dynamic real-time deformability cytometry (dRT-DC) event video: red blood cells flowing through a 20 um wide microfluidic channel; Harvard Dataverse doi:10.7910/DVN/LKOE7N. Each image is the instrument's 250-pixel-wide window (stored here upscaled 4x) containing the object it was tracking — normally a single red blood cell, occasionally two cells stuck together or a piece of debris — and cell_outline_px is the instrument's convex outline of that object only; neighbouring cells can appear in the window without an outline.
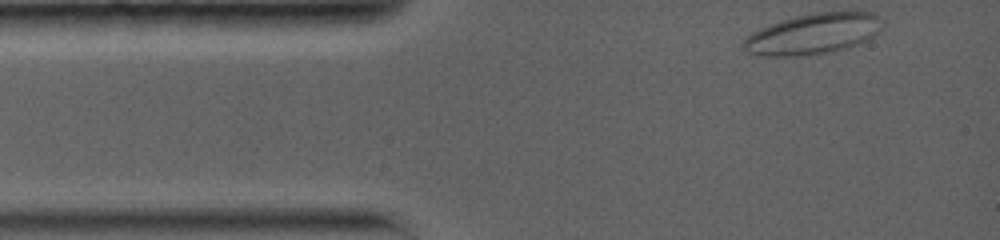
{"species": "common noctule bat (a hibernating species)", "species_latin": "Nyctalus noctula", "temperature_condition": "warm", "stored_images_in_passage": 20, "camera_frame_rate_fps": 5000, "um_per_image_px": 0.085, "animal": {"sex": "female", "body_mass_g": 19.0, "forearm_length_mm": 56.7}, "frame": {"image": 1, "passage_image": 1, "time_ms": 0.0, "image_size_px": [1000, 240], "cell_outline_px": [[880, 28], [872, 36], [860, 44], [848, 48], [832, 52], [804, 56], [760, 56], [748, 52], [740, 48], [740, 44], [752, 32], [760, 28], [780, 20], [796, 16], [816, 12], [872, 12], [880, 16]], "centroid_in_image_um": [69.06, 2.9], "position_along_channel_um": 15.9, "area_um2": 33.12}}
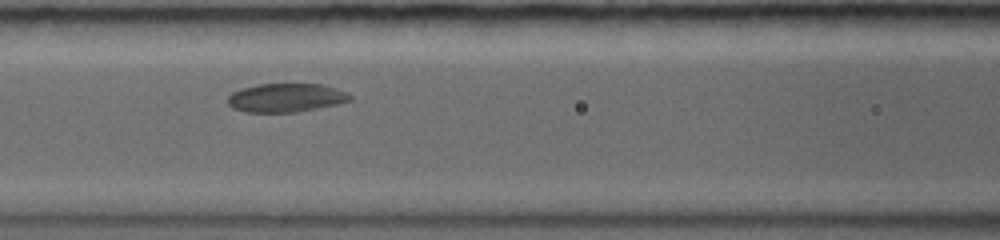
{"frame": {"image": 2, "passage_image": 8, "time_ms": 4.8, "image_size_px": [1000, 240], "cell_outline_px": [[352, 100], [336, 104], [296, 112], [244, 112], [232, 108], [228, 104], [228, 96], [232, 92], [256, 84], [324, 84], [348, 92], [352, 96]], "centroid_in_image_um": [24.31, 8.3], "position_along_channel_um": 142.3, "area_um2": 20.46}}
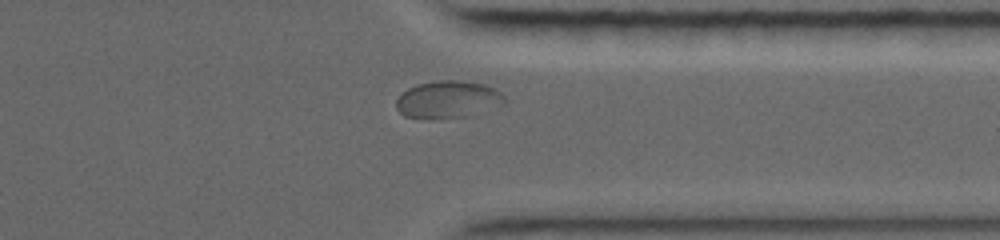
{"frame": {"image": 3, "passage_image": 18, "time_ms": 11.2, "image_size_px": [1000, 240], "cell_outline_px": [[504, 104], [500, 108], [476, 116], [432, 120], [428, 120], [404, 116], [396, 108], [396, 100], [400, 92], [416, 84], [436, 80], [464, 80], [484, 84], [496, 88], [504, 96]], "centroid_in_image_um": [38.12, 8.49], "position_along_channel_um": 373.3, "area_um2": 24.8}}